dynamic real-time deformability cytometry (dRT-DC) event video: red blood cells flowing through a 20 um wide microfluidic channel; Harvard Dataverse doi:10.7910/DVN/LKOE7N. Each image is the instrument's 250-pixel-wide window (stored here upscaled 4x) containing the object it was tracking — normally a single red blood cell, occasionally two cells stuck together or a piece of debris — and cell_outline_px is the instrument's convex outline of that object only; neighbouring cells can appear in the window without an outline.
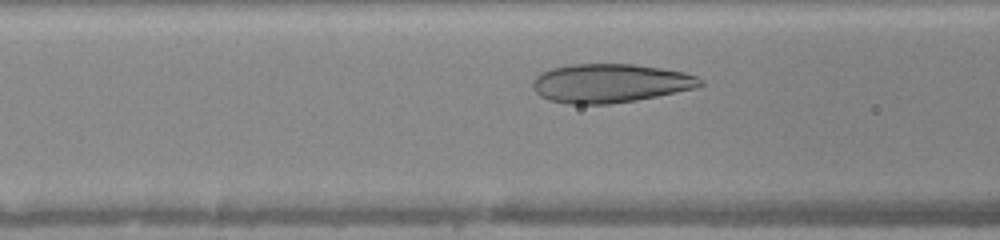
{"species": "human", "species_latin": "Homo sapiens", "temperature_condition": "warm", "stored_images_in_passage": 31, "camera_frame_rate_fps": 3000, "um_per_image_px": 0.085, "donor": {"sex": "female"}, "frame": {"image": 1, "passage_image": 9, "time_ms": 2.667, "image_size_px": [1000, 240], "cell_outline_px": [[704, 84], [696, 88], [636, 100], [608, 104], [568, 104], [548, 100], [540, 96], [536, 92], [532, 84], [536, 76], [540, 72], [552, 68], [568, 64], [632, 64], [660, 68], [684, 72], [696, 76], [704, 80]], "centroid_in_image_um": [51.85, 7.07], "position_along_channel_um": 114.7, "area_um2": 37.92}}
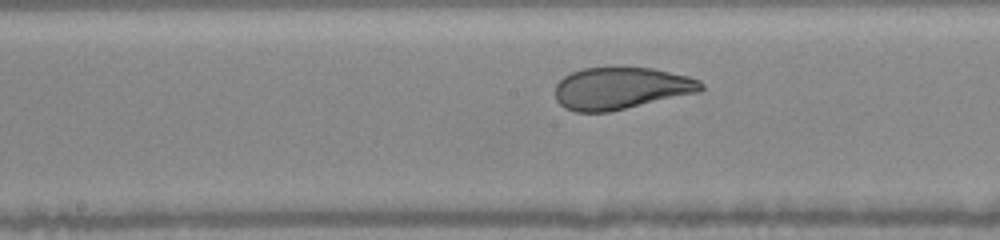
{"frame": {"image": 2, "passage_image": 15, "time_ms": 4.667, "image_size_px": [1000, 240], "cell_outline_px": [[704, 88], [700, 92], [608, 112], [576, 112], [564, 108], [556, 100], [556, 84], [564, 76], [572, 72], [584, 68], [612, 64], [652, 68], [688, 76], [700, 80], [704, 84]], "centroid_in_image_um": [52.78, 7.46], "position_along_channel_um": 195.4, "area_um2": 36.59}}
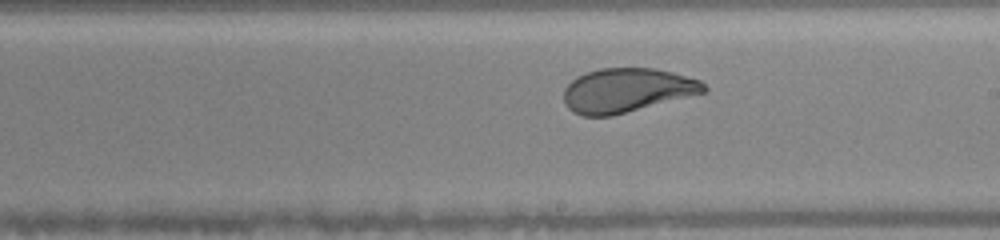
{"frame": {"image": 3, "passage_image": 18, "time_ms": 5.667, "image_size_px": [1000, 240], "cell_outline_px": [[708, 92], [612, 116], [580, 116], [572, 112], [564, 104], [564, 88], [576, 76], [584, 72], [600, 68], [656, 68], [672, 72], [700, 80], [708, 88]], "centroid_in_image_um": [53.27, 7.68], "position_along_channel_um": 235.7, "area_um2": 36.47}, "authors_computed_cell_mechanics": {"area_um2": 37.2232, "velocity_mm_per_s": 4.0302, "shape_relaxation_time_tau1_ms": 2.6325, "shape_relaxation_time_tau2_ms": null, "deformation_change_tau1": 0.1497, "deformation_change_tau2": null}}